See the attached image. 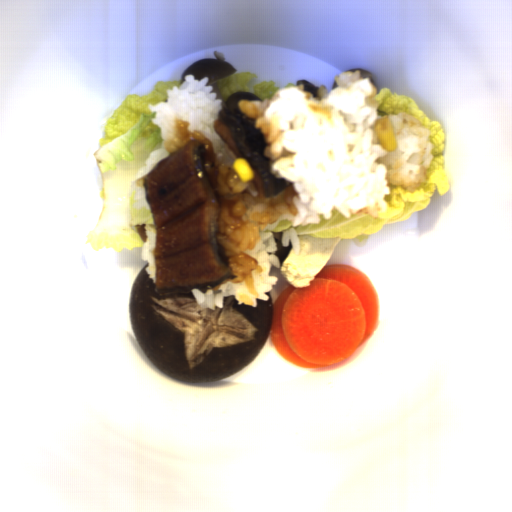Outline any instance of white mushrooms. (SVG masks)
<instances>
[{"label":"white mushrooms","mask_w":512,"mask_h":512,"mask_svg":"<svg viewBox=\"0 0 512 512\" xmlns=\"http://www.w3.org/2000/svg\"><path fill=\"white\" fill-rule=\"evenodd\" d=\"M212 55L214 58H203L195 61L185 68L181 74V80L185 81V76L192 74L194 79L201 81L205 76L208 77L209 81L205 86H212L213 90L209 93H216L215 100L222 101L223 109H238L239 100H252L262 101L254 93L250 92H236L229 95L225 99L223 98L220 88L219 81L223 78H228L236 74L237 69L231 64L225 61V56L220 51H213Z\"/></svg>","instance_id":"white-mushrooms-1"},{"label":"white mushrooms","mask_w":512,"mask_h":512,"mask_svg":"<svg viewBox=\"0 0 512 512\" xmlns=\"http://www.w3.org/2000/svg\"><path fill=\"white\" fill-rule=\"evenodd\" d=\"M299 84H303V89L302 91H305V92H310L312 94V97H316L317 98V95H318V87L315 86L314 84L310 83L309 81L307 80H298L297 84L295 87H298Z\"/></svg>","instance_id":"white-mushrooms-2"},{"label":"white mushrooms","mask_w":512,"mask_h":512,"mask_svg":"<svg viewBox=\"0 0 512 512\" xmlns=\"http://www.w3.org/2000/svg\"><path fill=\"white\" fill-rule=\"evenodd\" d=\"M355 70H359V76L360 78H363V79H366V78H369L370 79V82L373 84L374 82V78H373V74L371 71H367V70H363V69H351L347 72H355Z\"/></svg>","instance_id":"white-mushrooms-3"}]
</instances>
